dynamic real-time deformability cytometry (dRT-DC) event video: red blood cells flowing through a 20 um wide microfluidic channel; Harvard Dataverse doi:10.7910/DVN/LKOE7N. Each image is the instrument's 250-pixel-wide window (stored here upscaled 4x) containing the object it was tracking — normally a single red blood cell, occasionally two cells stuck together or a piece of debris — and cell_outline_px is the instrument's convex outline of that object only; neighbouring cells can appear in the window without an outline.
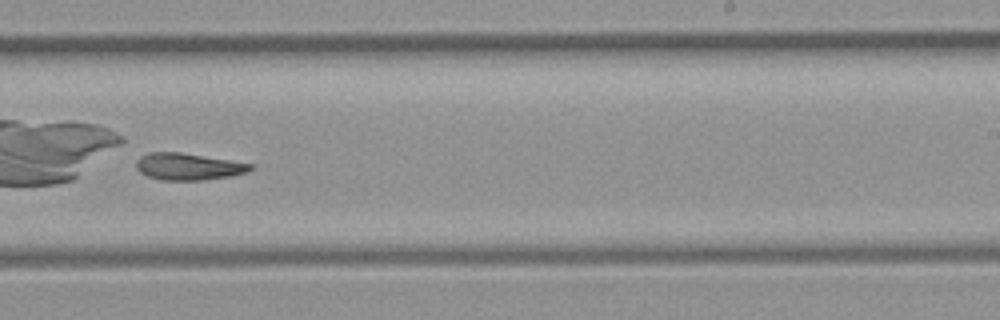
{"species": "common noctule bat (a hibernating species)", "species_latin": "Nyctalus noctula", "temperature_condition": "room temperature", "stored_images_in_passage": 44, "camera_frame_rate_fps": 3000, "um_per_image_px": 0.085, "animal": {"sex": "female", "body_mass_g": 21.9}, "frame": {"image": 1, "passage_image": 26, "time_ms": 8.333, "image_size_px": [1000, 320], "cell_outline_px": [[256, 168], [248, 172], [232, 176], [204, 180], [160, 180], [148, 176], [140, 172], [136, 168], [136, 160], [140, 156], [148, 152], [180, 152], [252, 164]], "centroid_in_image_um": [16.0, 14.16], "position_along_channel_um": 273.0, "area_um2": 17.98}}
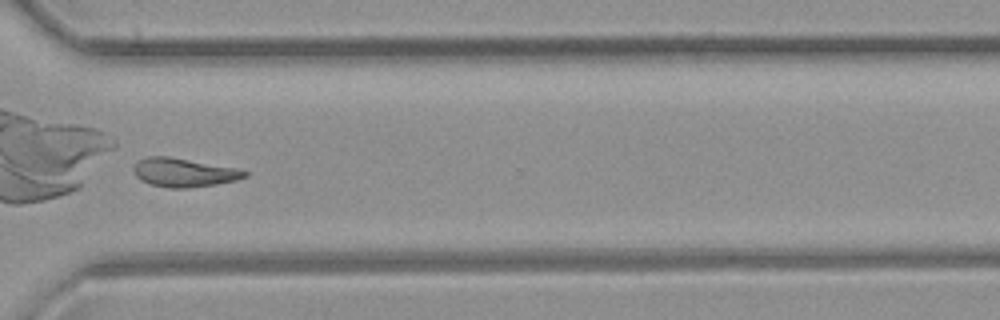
{"frame": {"image": 2, "passage_image": 32, "time_ms": 10.333, "image_size_px": [1000, 320], "cell_outline_px": [[248, 176], [236, 180], [216, 184], [188, 188], [168, 188], [152, 184], [140, 180], [136, 176], [132, 168], [140, 160], [148, 156], [168, 156], [236, 168], [248, 172]], "centroid_in_image_um": [15.62, 14.67], "position_along_channel_um": 355.0, "area_um2": 18.44}}